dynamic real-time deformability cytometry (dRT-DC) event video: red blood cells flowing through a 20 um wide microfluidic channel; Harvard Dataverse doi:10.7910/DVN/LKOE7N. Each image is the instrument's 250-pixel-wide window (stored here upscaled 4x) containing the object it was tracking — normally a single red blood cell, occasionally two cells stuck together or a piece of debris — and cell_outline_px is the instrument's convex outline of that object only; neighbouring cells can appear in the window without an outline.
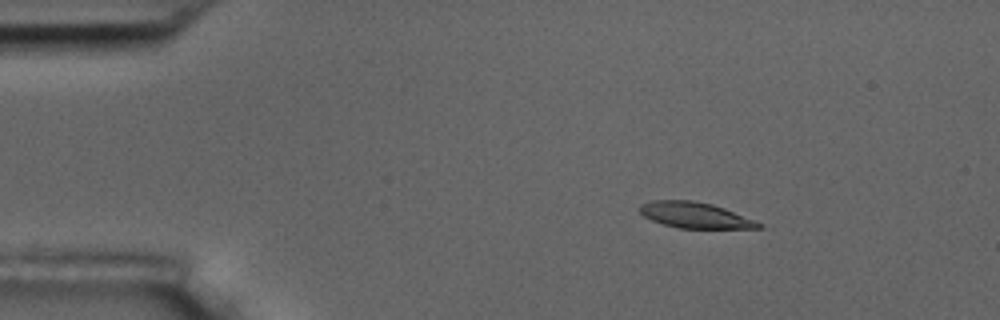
{"species": "common noctule bat (a hibernating species)", "species_latin": "Nyctalus noctula", "temperature_condition": "room temperature", "stored_images_in_passage": 3, "camera_frame_rate_fps": 3000, "um_per_image_px": 0.085, "animal": {"sex": "male", "body_mass_g": 17.5, "forearm_length_mm": 52.3}, "frame": {"image": 1, "passage_image": 1, "time_ms": 0.0, "image_size_px": [1000, 320], "cell_outline_px": [[764, 228], [680, 228], [664, 224], [652, 220], [644, 216], [640, 212], [640, 204], [652, 200], [692, 200], [712, 204], [724, 208], [764, 224]], "centroid_in_image_um": [59.08, 18.28], "position_along_channel_um": 25.9, "area_um2": 17.74}}